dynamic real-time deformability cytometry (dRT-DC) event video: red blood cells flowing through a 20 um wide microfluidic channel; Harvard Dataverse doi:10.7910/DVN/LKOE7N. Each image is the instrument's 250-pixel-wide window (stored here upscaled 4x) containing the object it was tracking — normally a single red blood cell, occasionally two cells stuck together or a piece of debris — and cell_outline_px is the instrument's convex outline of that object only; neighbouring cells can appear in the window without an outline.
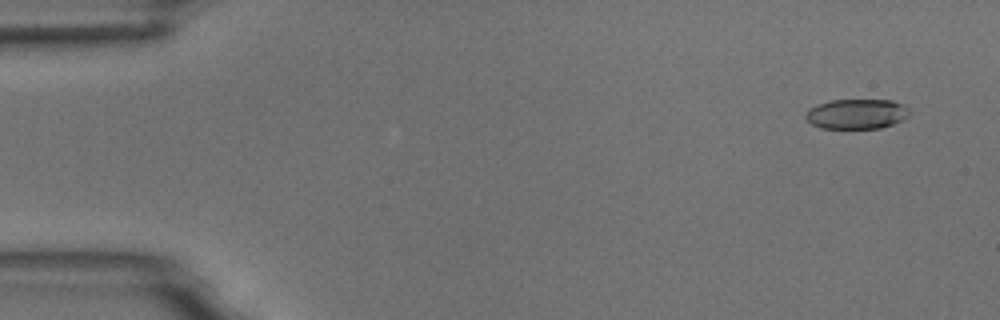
{"species": "common noctule bat (a hibernating species)", "species_latin": "Nyctalus noctula", "temperature_condition": "room temperature", "stored_images_in_passage": 4, "camera_frame_rate_fps": 3000, "um_per_image_px": 0.085, "animal": {"sex": "male", "body_mass_g": 18.8}, "frame": {"image": 1, "passage_image": 1, "time_ms": 0.0, "image_size_px": [1000, 320], "cell_outline_px": [[908, 116], [904, 120], [880, 128], [820, 128], [812, 124], [804, 116], [808, 108], [816, 104], [832, 100], [892, 100], [904, 104], [908, 108]], "centroid_in_image_um": [72.8, 9.68], "position_along_channel_um": 12.2, "area_um2": 18.21}}
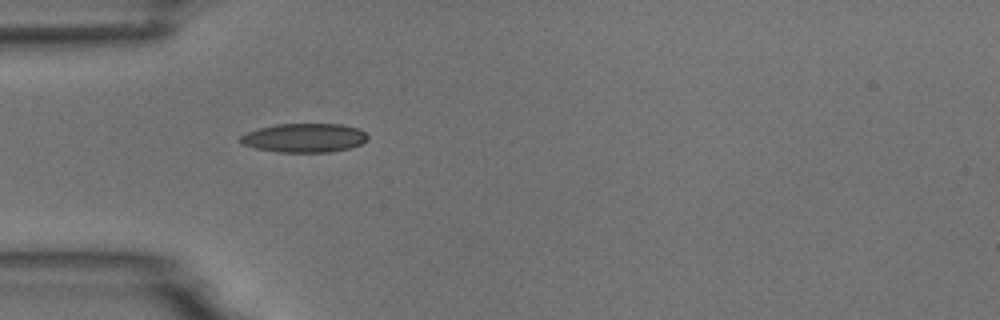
{"frame": {"image": 2, "passage_image": 4, "time_ms": 4.333, "image_size_px": [1000, 320], "cell_outline_px": [[368, 136], [360, 144], [352, 148], [328, 152], [276, 152], [256, 148], [244, 144], [236, 140], [240, 136], [248, 132], [260, 128], [276, 124], [340, 124], [360, 128]], "centroid_in_image_um": [25.86, 11.72], "position_along_channel_um": 59.1, "area_um2": 21.44}}